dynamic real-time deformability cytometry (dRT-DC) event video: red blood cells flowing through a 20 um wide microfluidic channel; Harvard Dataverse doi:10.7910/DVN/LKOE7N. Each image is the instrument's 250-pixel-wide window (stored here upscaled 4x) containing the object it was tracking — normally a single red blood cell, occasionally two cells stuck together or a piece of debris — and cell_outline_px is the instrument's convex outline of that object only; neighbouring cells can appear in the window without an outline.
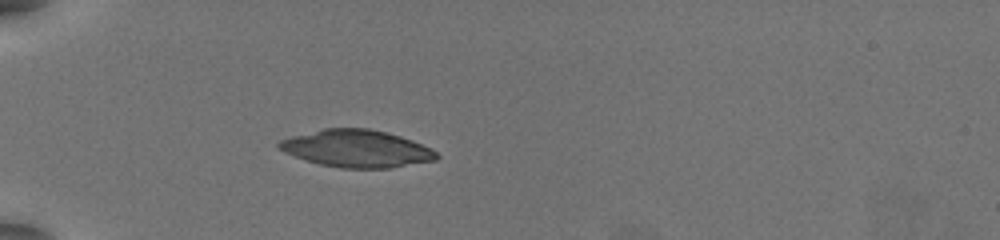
{"species": "common noctule bat (a hibernating species)", "species_latin": "Nyctalus noctula", "temperature_condition": "warm", "stored_images_in_passage": 38, "camera_frame_rate_fps": 3000, "um_per_image_px": 0.085, "animal": {"sex": "female", "body_mass_g": 19.5, "forearm_length_mm": 54.1}, "frame": {"image": 1, "passage_image": 1, "time_ms": 0.0, "image_size_px": [1000, 240], "cell_outline_px": [[440, 156], [436, 160], [388, 168], [340, 168], [320, 164], [284, 152], [276, 144], [280, 140], [292, 136], [324, 128], [368, 128], [400, 136], [412, 140], [432, 148]], "centroid_in_image_um": [30.34, 12.63], "position_along_channel_um": 54.7, "area_um2": 33.99}}
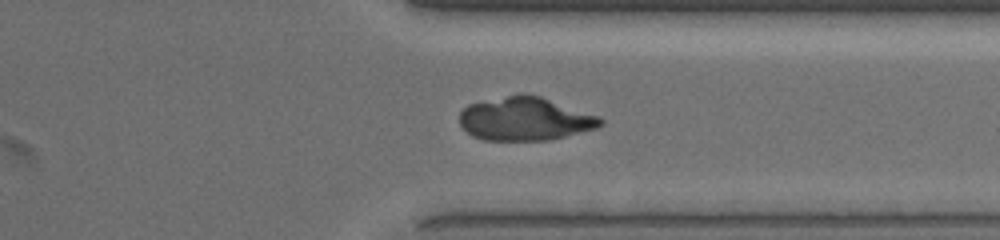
{"frame": {"image": 2, "passage_image": 27, "time_ms": 8.667, "image_size_px": [1000, 240], "cell_outline_px": [[604, 124], [596, 128], [548, 140], [484, 140], [472, 136], [460, 124], [460, 112], [468, 104], [508, 96], [540, 96], [600, 116], [604, 120]], "centroid_in_image_um": [44.65, 10.13], "position_along_channel_um": 366.7, "area_um2": 35.03}}
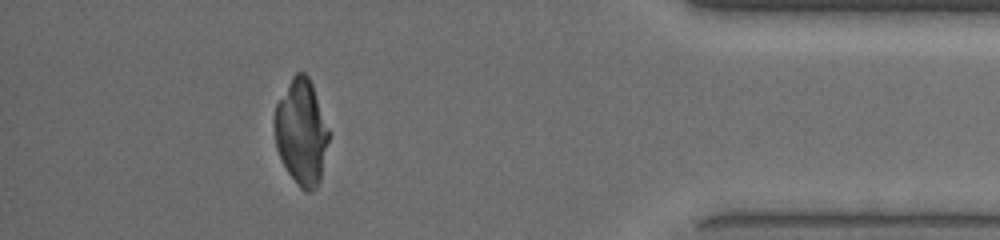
{"frame": {"image": 3, "passage_image": 33, "time_ms": 10.667, "image_size_px": [1000, 240], "cell_outline_px": [[328, 140], [320, 180], [316, 188], [308, 192], [304, 192], [296, 184], [288, 172], [276, 148], [272, 124], [272, 116], [276, 104], [292, 76], [296, 72], [304, 72], [308, 76], [312, 84], [328, 128]], "centroid_in_image_um": [25.57, 11.23], "position_along_channel_um": 409.6, "area_um2": 33.47}}